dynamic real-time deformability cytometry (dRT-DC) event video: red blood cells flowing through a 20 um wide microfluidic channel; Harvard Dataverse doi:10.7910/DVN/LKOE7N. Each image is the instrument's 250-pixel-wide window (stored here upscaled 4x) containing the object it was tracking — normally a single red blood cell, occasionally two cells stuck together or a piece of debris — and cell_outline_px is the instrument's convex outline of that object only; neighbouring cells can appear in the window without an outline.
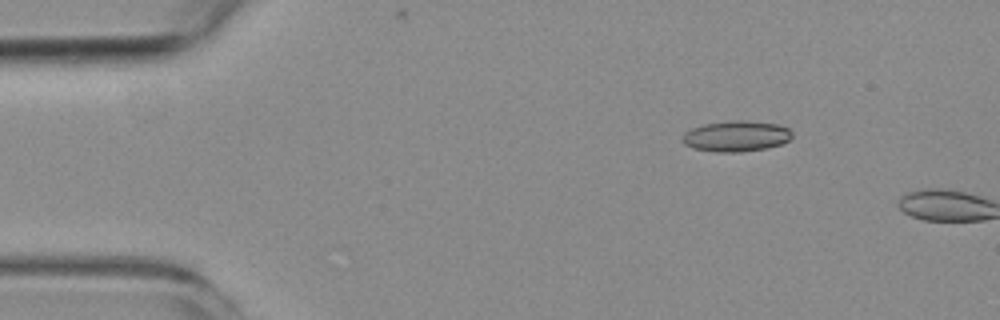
{"species": "common noctule bat (a hibernating species)", "species_latin": "Nyctalus noctula", "temperature_condition": "room temperature", "stored_images_in_passage": 4, "camera_frame_rate_fps": 3000, "um_per_image_px": 0.085, "animal": {"sex": "female", "body_mass_g": 19.3, "forearm_length_mm": 54.1}, "frame": {"image": 1, "passage_image": 3, "time_ms": 2.333, "image_size_px": [1000, 320], "cell_outline_px": [[792, 136], [788, 140], [780, 144], [768, 148], [740, 152], [720, 152], [692, 148], [684, 144], [680, 140], [684, 132], [692, 128], [704, 124], [732, 120], [748, 120], [780, 124], [788, 128], [792, 132]], "centroid_in_image_um": [62.57, 11.56], "position_along_channel_um": 22.4, "area_um2": 19.88}}